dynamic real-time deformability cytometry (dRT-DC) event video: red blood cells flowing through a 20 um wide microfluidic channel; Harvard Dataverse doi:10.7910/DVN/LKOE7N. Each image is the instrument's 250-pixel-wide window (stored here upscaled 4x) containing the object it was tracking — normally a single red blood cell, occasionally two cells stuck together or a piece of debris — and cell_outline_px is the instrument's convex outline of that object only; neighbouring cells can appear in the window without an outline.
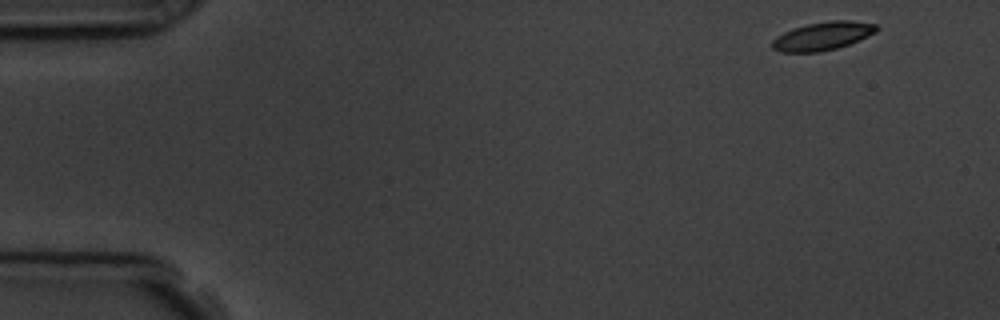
{"species": "common noctule bat (a hibernating species)", "species_latin": "Nyctalus noctula", "temperature_condition": "room temperature", "stored_images_in_passage": 15, "camera_frame_rate_fps": 3000, "um_per_image_px": 0.085, "animal": {"sex": "male", "body_mass_g": 19.5, "forearm_length_mm": 54.6}, "frame": {"image": 1, "passage_image": 1, "time_ms": 0.0, "image_size_px": [1000, 320], "cell_outline_px": [[880, 28], [876, 32], [860, 40], [836, 48], [820, 52], [780, 52], [772, 48], [772, 40], [776, 36], [792, 28], [808, 24], [832, 20], [852, 20], [876, 24]], "centroid_in_image_um": [69.94, 3.06], "position_along_channel_um": 15.1, "area_um2": 17.28}}
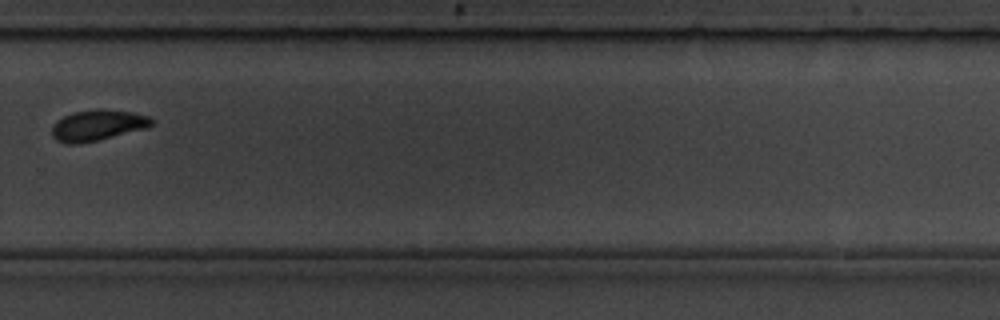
{"frame": {"image": 2, "passage_image": 11, "time_ms": 11.333, "image_size_px": [1000, 320], "cell_outline_px": [[156, 120], [148, 128], [80, 144], [64, 144], [56, 140], [52, 136], [52, 124], [56, 120], [72, 112], [132, 112], [148, 116]], "centroid_in_image_um": [8.27, 10.71], "position_along_channel_um": 321.5, "area_um2": 17.34}}
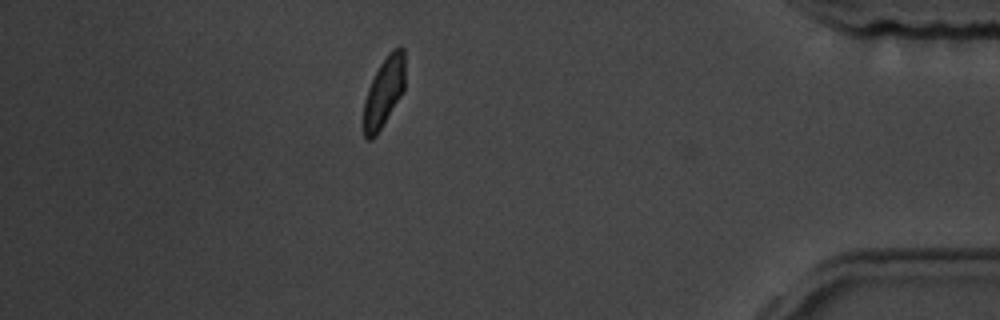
{"frame": {"image": 3, "passage_image": 14, "time_ms": 14.667, "image_size_px": [1000, 320], "cell_outline_px": [[404, 92], [376, 136], [372, 140], [368, 140], [364, 136], [364, 100], [368, 88], [380, 64], [388, 52], [392, 48], [404, 48]], "centroid_in_image_um": [32.64, 7.84], "position_along_channel_um": 402.6, "area_um2": 16.82}, "authors_computed_cell_mechanics": {"area_um2": 18.1492, "velocity_mm_per_s": 3.715, "shape_relaxation_time_tau1_ms": 3.5163, "shape_relaxation_time_tau2_ms": 4.2785, "deformation_change_tau1": 0.0884, "deformation_change_tau2": 0.0748}}